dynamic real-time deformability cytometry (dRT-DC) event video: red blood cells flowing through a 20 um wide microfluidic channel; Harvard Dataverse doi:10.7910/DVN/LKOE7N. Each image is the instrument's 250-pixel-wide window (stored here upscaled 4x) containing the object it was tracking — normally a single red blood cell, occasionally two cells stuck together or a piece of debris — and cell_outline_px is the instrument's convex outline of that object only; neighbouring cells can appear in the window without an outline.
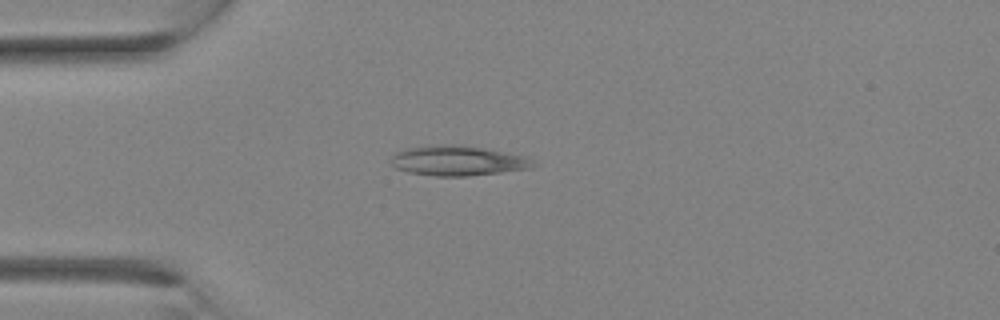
{"species": "Egyptian fruit bat (a non-hibernating species)", "species_latin": "Rousettus aegyptiacus", "temperature_condition": "room temperature", "stored_images_in_passage": 1, "camera_frame_rate_fps": 3000, "um_per_image_px": 0.085, "animal": {"sex": "female"}, "frame": {"image": 1, "passage_image": 1, "time_ms": 0.0, "image_size_px": [1000, 320], "cell_outline_px": [[532, 168], [468, 176], [436, 176], [408, 172], [396, 168], [392, 164], [392, 156], [396, 152], [408, 148], [432, 144], [452, 144], [480, 148], [528, 156], [532, 160]], "centroid_in_image_um": [38.88, 13.66], "position_along_channel_um": 46.1, "area_um2": 24.57}}